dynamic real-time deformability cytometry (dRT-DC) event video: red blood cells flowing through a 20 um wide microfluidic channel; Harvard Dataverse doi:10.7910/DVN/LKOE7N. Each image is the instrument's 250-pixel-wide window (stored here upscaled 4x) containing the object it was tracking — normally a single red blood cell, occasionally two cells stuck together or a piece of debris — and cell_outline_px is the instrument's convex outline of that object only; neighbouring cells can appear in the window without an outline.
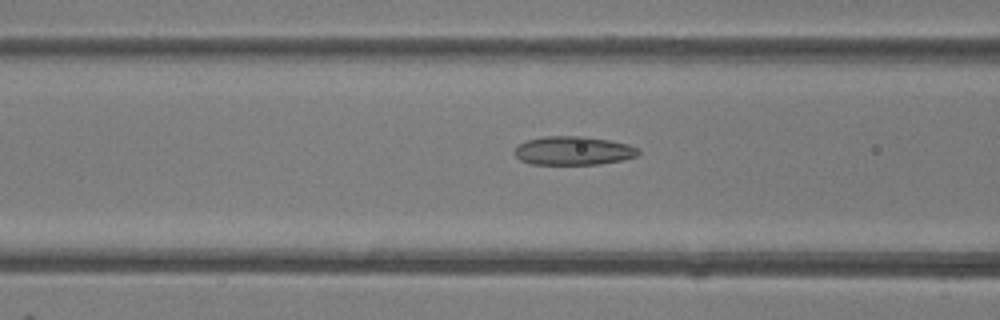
{"species": "common noctule bat (a hibernating species)", "species_latin": "Nyctalus noctula", "temperature_condition": "room temperature", "stored_images_in_passage": 44, "camera_frame_rate_fps": 3000, "um_per_image_px": 0.085, "animal": {"sex": "female"}, "frame": {"image": 1, "passage_image": 19, "time_ms": 6.0, "image_size_px": [1000, 320], "cell_outline_px": [[640, 152], [636, 156], [624, 160], [600, 164], [532, 164], [520, 160], [512, 152], [520, 144], [528, 140], [544, 136], [584, 136], [608, 140], [628, 144], [640, 148]], "centroid_in_image_um": [48.76, 12.81], "position_along_channel_um": 117.8, "area_um2": 20.75}}
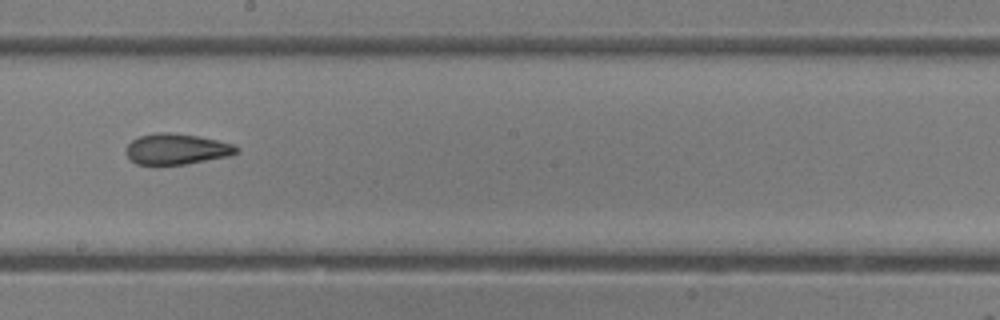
{"frame": {"image": 2, "passage_image": 27, "time_ms": 8.667, "image_size_px": [1000, 320], "cell_outline_px": [[240, 152], [228, 156], [184, 164], [136, 164], [124, 152], [124, 148], [132, 140], [140, 136], [156, 132], [168, 132], [200, 136], [232, 144], [240, 148]], "centroid_in_image_um": [15.0, 12.66], "position_along_channel_um": 233.2, "area_um2": 19.77}}
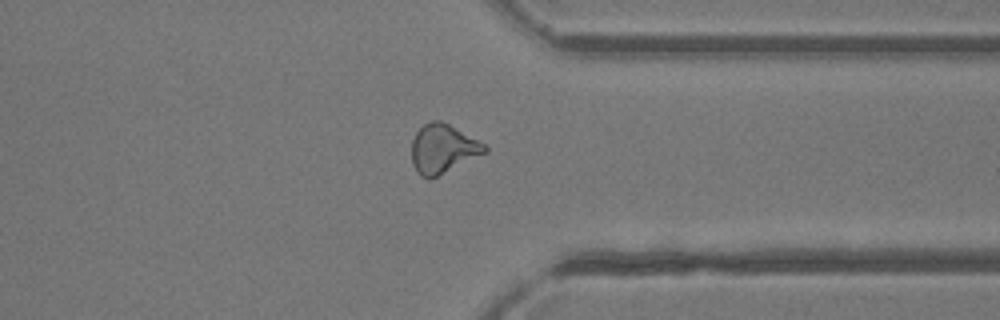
{"frame": {"image": 3, "passage_image": 37, "time_ms": 12.0, "image_size_px": [1000, 320], "cell_outline_px": [[488, 152], [428, 180], [420, 176], [412, 164], [412, 140], [416, 132], [424, 124], [432, 120], [440, 120], [448, 124], [484, 144], [488, 148]], "centroid_in_image_um": [37.62, 12.66], "position_along_channel_um": 373.8, "area_um2": 20.63}, "authors_computed_cell_mechanics": {"area_um2": 20.6057, "velocity_mm_per_s": 4.3213, "shape_relaxation_time_tau1_ms": null, "shape_relaxation_time_tau2_ms": 3.3036, "deformation_change_tau1": null, "deformation_change_tau2": 0.1134}}